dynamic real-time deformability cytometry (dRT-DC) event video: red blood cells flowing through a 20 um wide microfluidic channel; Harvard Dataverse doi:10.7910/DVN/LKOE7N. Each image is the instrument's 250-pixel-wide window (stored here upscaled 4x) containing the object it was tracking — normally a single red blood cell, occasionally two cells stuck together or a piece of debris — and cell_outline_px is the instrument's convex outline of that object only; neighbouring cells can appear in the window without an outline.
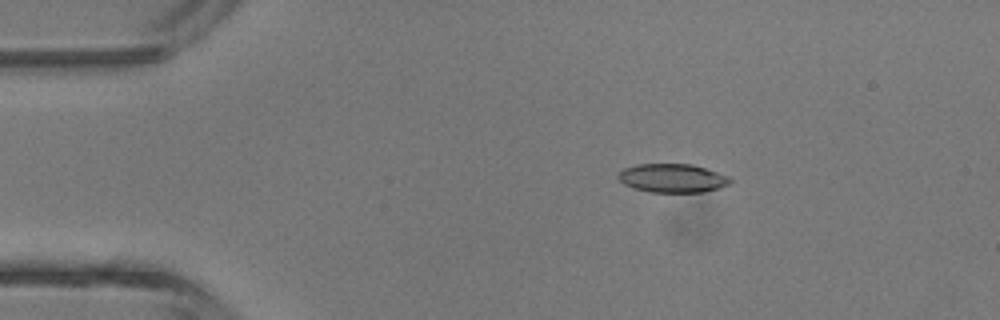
{"species": "common noctule bat (a hibernating species)", "species_latin": "Nyctalus noctula", "temperature_condition": "room temperature", "stored_images_in_passage": 4, "camera_frame_rate_fps": 3000, "um_per_image_px": 0.085, "animal": {"sex": "male", "body_mass_g": 13.3}, "frame": {"image": 1, "passage_image": 2, "time_ms": 2.0, "image_size_px": [1000, 320], "cell_outline_px": [[732, 180], [728, 184], [720, 188], [704, 192], [648, 192], [632, 188], [624, 184], [616, 176], [624, 168], [636, 164], [692, 164], [728, 176]], "centroid_in_image_um": [57.13, 15.15], "position_along_channel_um": 27.9, "area_um2": 18.73}}
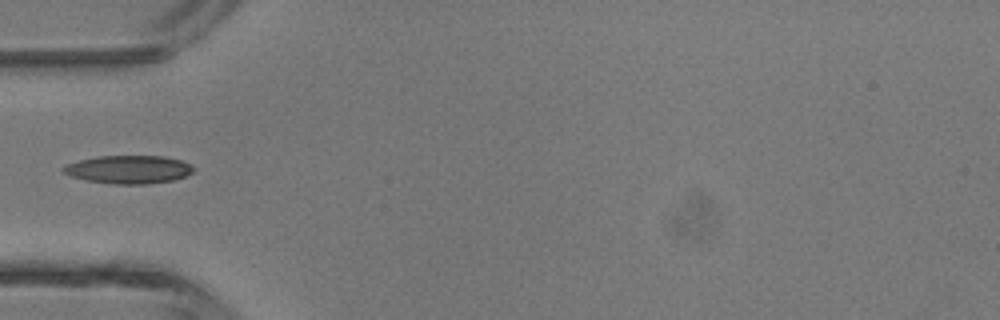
{"frame": {"image": 2, "passage_image": 4, "time_ms": 4.333, "image_size_px": [1000, 320], "cell_outline_px": [[196, 168], [192, 172], [184, 176], [172, 180], [148, 184], [112, 184], [84, 180], [72, 176], [64, 172], [60, 168], [68, 164], [80, 160], [96, 156], [164, 156], [180, 160]], "centroid_in_image_um": [10.92, 14.41], "position_along_channel_um": 74.1, "area_um2": 21.27}}